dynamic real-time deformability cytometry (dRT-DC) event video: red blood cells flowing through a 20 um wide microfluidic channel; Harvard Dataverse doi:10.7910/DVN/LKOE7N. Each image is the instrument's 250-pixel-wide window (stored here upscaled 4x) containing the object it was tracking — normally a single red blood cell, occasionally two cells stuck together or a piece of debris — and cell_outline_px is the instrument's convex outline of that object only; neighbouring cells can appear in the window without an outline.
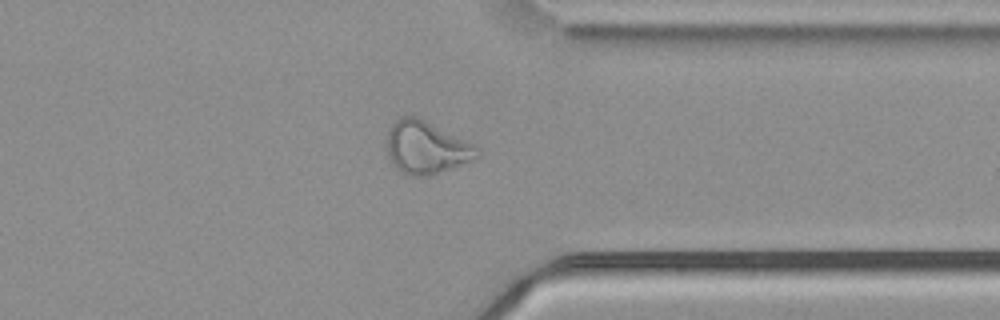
{"species": "common noctule bat (a hibernating species)", "species_latin": "Nyctalus noctula", "temperature_condition": "cold", "stored_images_in_passage": 56, "camera_frame_rate_fps": 3000, "um_per_image_px": 0.085, "animal": {"sex": "male", "body_mass_g": 21.5, "forearm_length_mm": 52.0}, "frame": {"image": 1, "passage_image": 44, "time_ms": 14.333, "image_size_px": [1000, 320], "cell_outline_px": [[480, 156], [440, 172], [428, 176], [412, 176], [400, 172], [396, 168], [388, 156], [384, 144], [388, 128], [400, 116], [416, 116], [480, 148]], "centroid_in_image_um": [36.15, 12.54], "position_along_channel_um": 375.2, "area_um2": 27.57}}
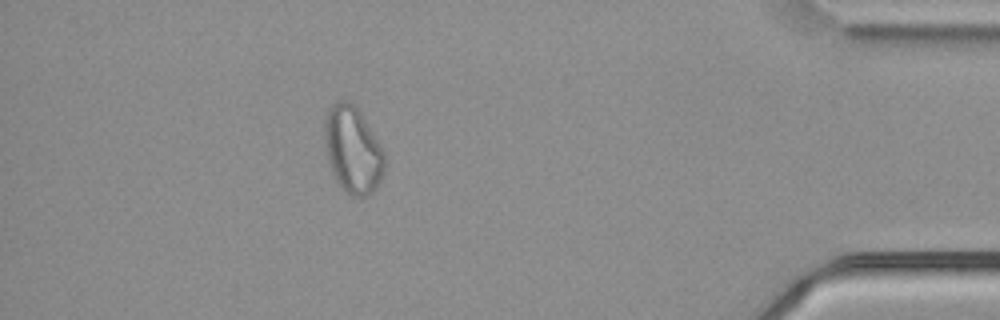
{"frame": {"image": 2, "passage_image": 50, "time_ms": 16.333, "image_size_px": [1000, 320], "cell_outline_px": [[384, 172], [376, 188], [368, 196], [352, 196], [344, 192], [336, 180], [332, 172], [328, 160], [324, 144], [324, 120], [328, 108], [336, 100], [348, 100], [356, 104], [384, 152]], "centroid_in_image_um": [29.96, 12.71], "position_along_channel_um": 405.2, "area_um2": 30.63}}